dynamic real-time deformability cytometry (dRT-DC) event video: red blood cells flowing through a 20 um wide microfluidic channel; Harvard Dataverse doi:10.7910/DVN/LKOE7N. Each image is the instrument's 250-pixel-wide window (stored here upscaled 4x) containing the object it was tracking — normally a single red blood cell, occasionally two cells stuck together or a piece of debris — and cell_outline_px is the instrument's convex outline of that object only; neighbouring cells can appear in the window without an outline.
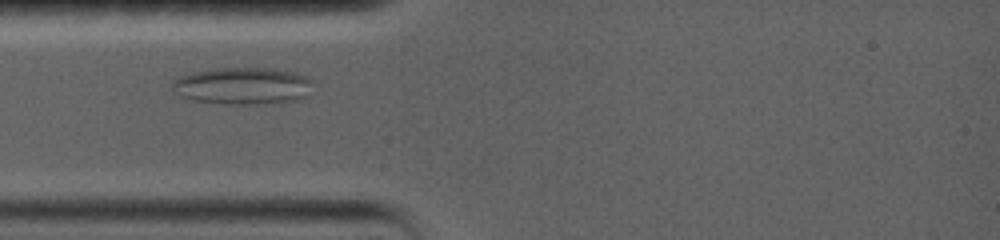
{"species": "common noctule bat (a hibernating species)", "species_latin": "Nyctalus noctula", "temperature_condition": "warm", "stored_images_in_passage": 9, "camera_frame_rate_fps": 5000, "um_per_image_px": 0.085, "animal": {"sex": "female", "body_mass_g": 19.0, "forearm_length_mm": 56.7}, "frame": {"image": 1, "passage_image": 4, "time_ms": 2.8, "image_size_px": [1000, 240], "cell_outline_px": [[312, 80], [304, 96], [300, 100], [256, 104], [224, 104], [192, 100], [180, 96], [172, 88], [172, 80], [180, 76], [196, 72], [216, 68], [272, 68], [292, 72], [304, 76]], "centroid_in_image_um": [20.57, 7.3], "position_along_channel_um": 64.4, "area_um2": 30.06}}
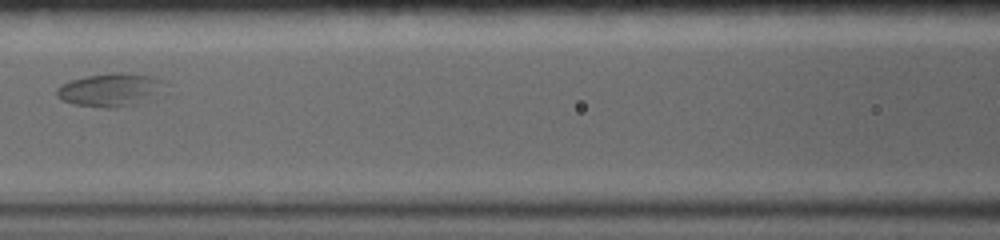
{"frame": {"image": 2, "passage_image": 7, "time_ms": 5.6, "image_size_px": [1000, 240], "cell_outline_px": [[172, 84], [140, 104], [116, 108], [104, 108], [72, 104], [60, 100], [56, 96], [56, 88], [60, 84], [84, 76], [112, 72], [124, 72], [152, 76], [164, 80]], "centroid_in_image_um": [9.4, 7.63], "position_along_channel_um": 157.2, "area_um2": 21.62}}
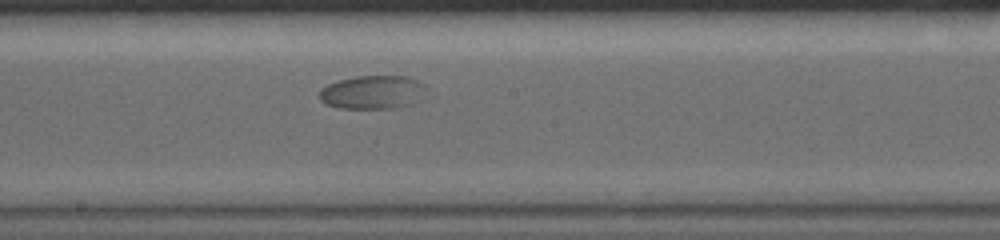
{"frame": {"image": 3, "passage_image": 9, "time_ms": 7.4, "image_size_px": [1000, 240], "cell_outline_px": [[424, 96], [416, 104], [400, 108], [340, 108], [324, 104], [320, 100], [320, 88], [336, 80], [356, 76], [408, 76], [424, 84]], "centroid_in_image_um": [31.68, 7.85], "position_along_channel_um": 216.5, "area_um2": 21.27}}